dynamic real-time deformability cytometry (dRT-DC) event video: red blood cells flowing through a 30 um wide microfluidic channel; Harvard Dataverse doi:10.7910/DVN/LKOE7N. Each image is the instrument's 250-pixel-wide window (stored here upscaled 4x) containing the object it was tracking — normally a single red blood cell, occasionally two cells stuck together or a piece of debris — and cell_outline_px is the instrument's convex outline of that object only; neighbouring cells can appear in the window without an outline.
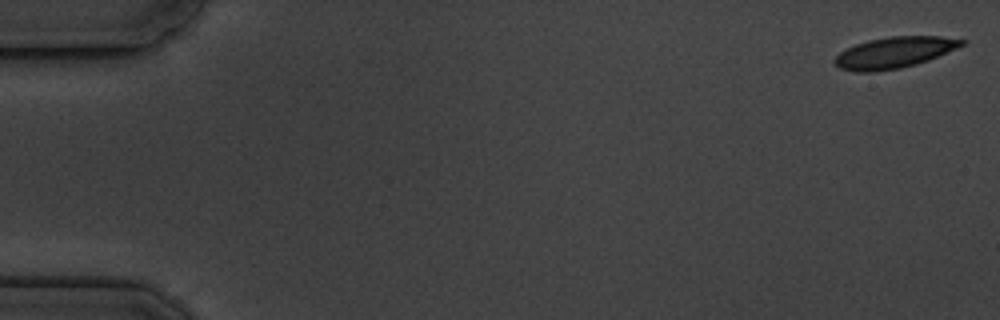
{"species": "common noctule bat (a hibernating species)", "species_latin": "Nyctalus noctula", "temperature_condition": "cold", "stored_images_in_passage": 3, "camera_frame_rate_fps": 3000, "um_per_image_px": 0.085, "animal": {"sex": "male", "body_mass_g": 19.5, "forearm_length_mm": 54.6}, "frame": {"image": 1, "passage_image": 1, "time_ms": 0.0, "image_size_px": [1000, 320], "cell_outline_px": [[968, 40], [964, 44], [956, 48], [928, 60], [916, 64], [900, 68], [872, 72], [856, 72], [840, 68], [832, 60], [840, 52], [856, 44], [868, 40], [888, 36], [940, 36]], "centroid_in_image_um": [76.0, 4.46], "position_along_channel_um": 9.0, "area_um2": 22.95}}